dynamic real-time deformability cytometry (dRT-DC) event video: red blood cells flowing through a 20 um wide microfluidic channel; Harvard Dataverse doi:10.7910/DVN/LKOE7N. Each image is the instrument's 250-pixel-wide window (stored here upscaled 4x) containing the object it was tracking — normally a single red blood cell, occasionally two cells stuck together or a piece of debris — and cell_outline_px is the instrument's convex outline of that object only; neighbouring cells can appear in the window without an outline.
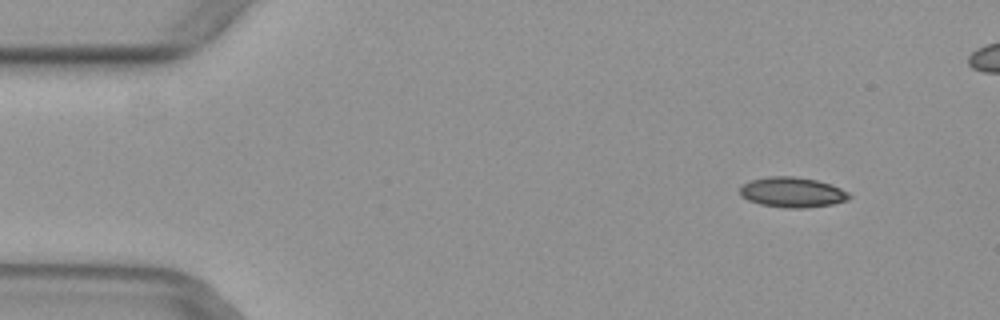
{"species": "common noctule bat (a hibernating species)", "species_latin": "Nyctalus noctula", "temperature_condition": "warm", "stored_images_in_passage": 48, "camera_frame_rate_fps": 3000, "um_per_image_px": 0.085, "animal": {"sex": "female", "body_mass_g": 29.2, "forearm_length_mm": 56.3}, "frame": {"image": 1, "passage_image": 6, "time_ms": 1.667, "image_size_px": [1000, 320], "cell_outline_px": [[852, 196], [848, 200], [832, 204], [804, 208], [784, 208], [760, 204], [748, 200], [740, 196], [740, 188], [744, 184], [752, 180], [768, 176], [792, 176], [816, 180], [840, 188], [848, 192]], "centroid_in_image_um": [67.34, 16.35], "position_along_channel_um": 17.7, "area_um2": 19.13}}
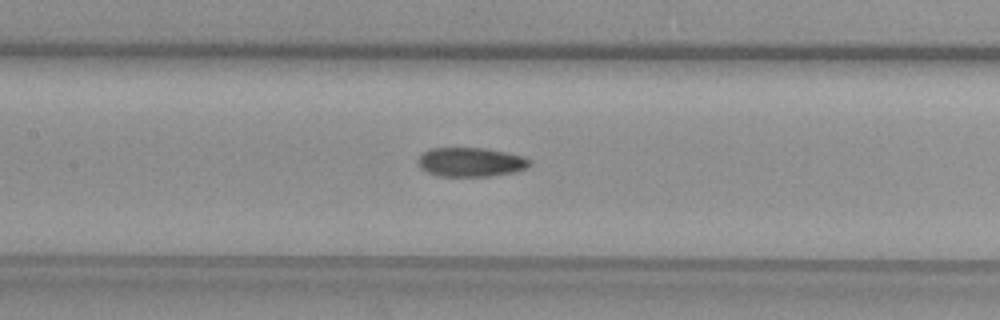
{"frame": {"image": 2, "passage_image": 24, "time_ms": 7.667, "image_size_px": [1000, 320], "cell_outline_px": [[532, 164], [528, 168], [516, 172], [488, 176], [440, 176], [428, 172], [420, 168], [416, 164], [420, 156], [424, 152], [432, 148], [484, 148], [524, 156], [532, 160]], "centroid_in_image_um": [40.05, 13.78], "position_along_channel_um": 167.3, "area_um2": 19.07}}
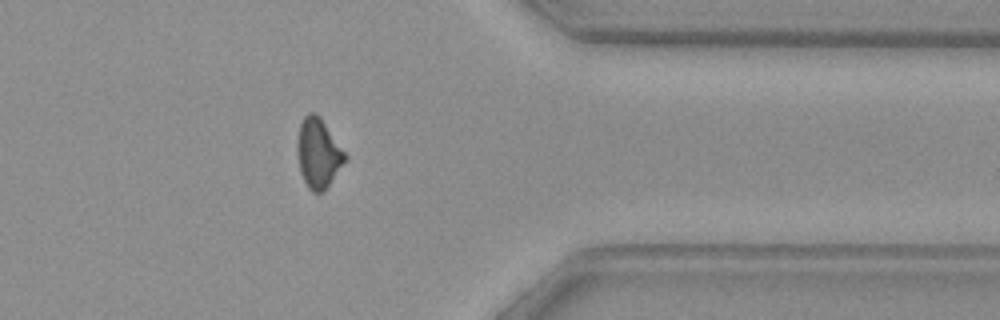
{"frame": {"image": 3, "passage_image": 41, "time_ms": 13.333, "image_size_px": [1000, 320], "cell_outline_px": [[348, 156], [324, 192], [312, 192], [308, 188], [300, 172], [296, 152], [296, 144], [300, 124], [304, 116], [308, 112], [316, 112], [320, 116]], "centroid_in_image_um": [27.03, 13.0], "position_along_channel_um": 384.4, "area_um2": 19.48}}